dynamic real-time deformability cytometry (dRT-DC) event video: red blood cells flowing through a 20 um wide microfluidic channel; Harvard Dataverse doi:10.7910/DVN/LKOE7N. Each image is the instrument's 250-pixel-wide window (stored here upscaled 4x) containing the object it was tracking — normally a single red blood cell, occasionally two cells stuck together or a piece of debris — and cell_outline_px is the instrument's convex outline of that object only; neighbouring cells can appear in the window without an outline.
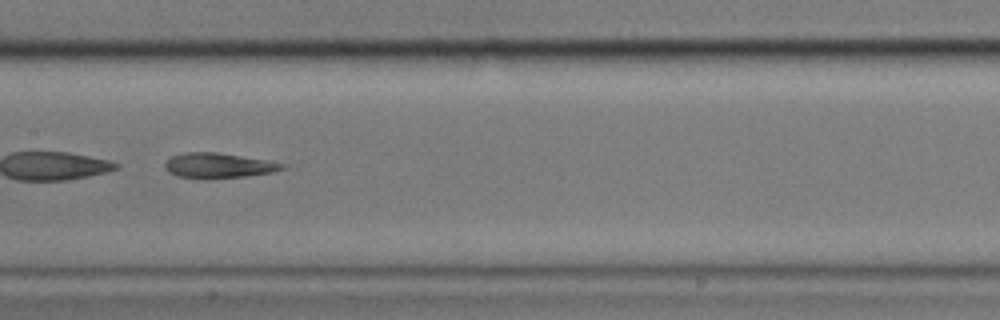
{"species": "common noctule bat (a hibernating species)", "species_latin": "Nyctalus noctula", "temperature_condition": "cold", "stored_images_in_passage": 49, "camera_frame_rate_fps": 3000, "um_per_image_px": 0.085, "animal": {"sex": "male", "body_mass_g": 17.9}, "frame": {"image": 1, "passage_image": 22, "time_ms": 7.0, "image_size_px": [1000, 320], "cell_outline_px": [[288, 164], [284, 168], [272, 172], [244, 176], [176, 176], [168, 172], [164, 168], [164, 164], [172, 156], [184, 152], [216, 152], [268, 160]], "centroid_in_image_um": [18.59, 14.02], "position_along_channel_um": 188.8, "area_um2": 16.42}}
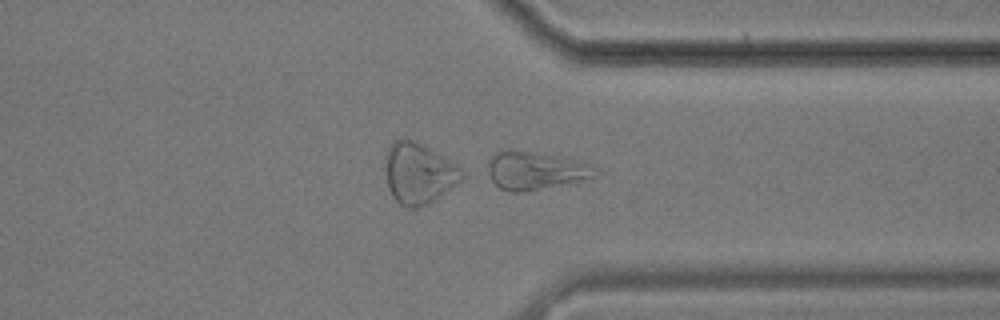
{"frame": {"image": 2, "passage_image": 37, "time_ms": 12.0, "image_size_px": [1000, 320], "cell_outline_px": [[600, 168], [592, 176], [580, 180], [520, 192], [508, 192], [500, 188], [492, 180], [488, 172], [488, 156], [496, 152], [508, 148], [556, 156], [592, 164]], "centroid_in_image_um": [45.43, 14.46], "position_along_channel_um": 366.0, "area_um2": 23.52}, "authors_computed_cell_mechanics": {"area_um2": 21.5594, "velocity_mm_per_s": 3.5624, "shape_relaxation_time_tau1_ms": null, "shape_relaxation_time_tau2_ms": 2.7726, "deformation_change_tau1": null, "deformation_change_tau2": 0.1268}}